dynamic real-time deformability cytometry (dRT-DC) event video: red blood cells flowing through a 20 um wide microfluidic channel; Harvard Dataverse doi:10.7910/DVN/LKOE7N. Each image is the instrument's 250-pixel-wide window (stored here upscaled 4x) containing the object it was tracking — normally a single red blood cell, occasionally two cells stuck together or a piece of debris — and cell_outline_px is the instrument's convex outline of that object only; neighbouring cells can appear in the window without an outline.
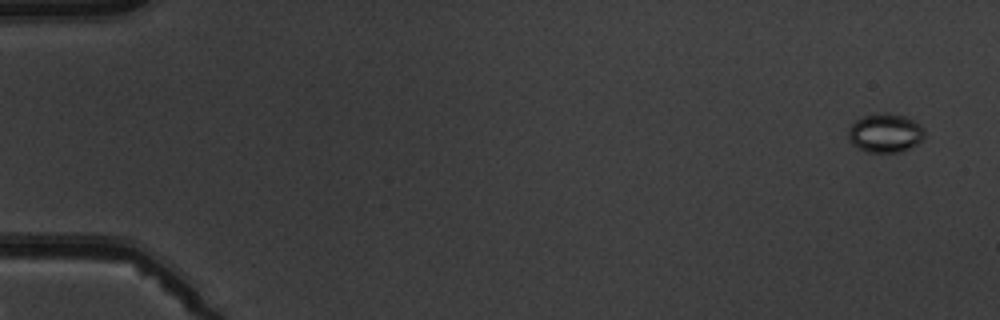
{"species": "common noctule bat (a hibernating species)", "species_latin": "Nyctalus noctula", "temperature_condition": "warm", "stored_images_in_passage": 5, "camera_frame_rate_fps": 3000, "um_per_image_px": 0.085, "animal": {"sex": "male", "body_mass_g": 19.5, "forearm_length_mm": 54.6}, "frame": {"image": 1, "passage_image": 1, "time_ms": 0.0, "image_size_px": [1000, 320], "cell_outline_px": [[924, 136], [916, 144], [908, 148], [896, 152], [868, 152], [852, 144], [848, 140], [848, 128], [856, 120], [864, 116], [880, 112], [888, 112], [904, 116], [920, 124], [924, 128]], "centroid_in_image_um": [75.22, 11.28], "position_along_channel_um": 9.8, "area_um2": 17.17}}
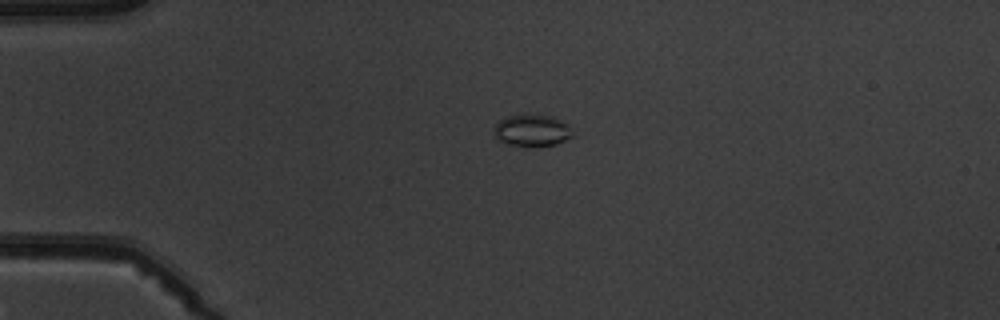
{"frame": {"image": 2, "passage_image": 4, "time_ms": 3.667, "image_size_px": [1000, 320], "cell_outline_px": [[572, 136], [556, 144], [508, 144], [496, 140], [496, 124], [500, 120], [508, 116], [552, 116], [572, 128]], "centroid_in_image_um": [45.22, 11.08], "position_along_channel_um": 39.8, "area_um2": 13.58}}